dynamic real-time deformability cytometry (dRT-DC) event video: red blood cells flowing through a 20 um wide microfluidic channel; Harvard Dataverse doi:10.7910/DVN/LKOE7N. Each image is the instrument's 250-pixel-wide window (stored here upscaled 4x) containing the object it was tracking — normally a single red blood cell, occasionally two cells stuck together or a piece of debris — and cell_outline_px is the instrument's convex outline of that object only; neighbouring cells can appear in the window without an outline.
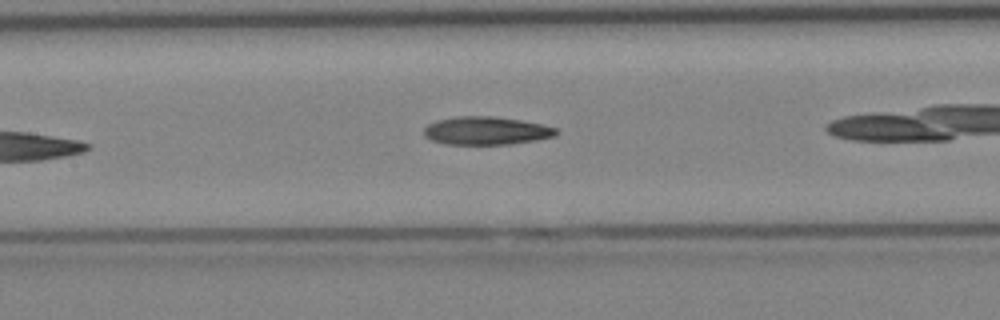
{"species": "Egyptian fruit bat (a non-hibernating species)", "species_latin": "Rousettus aegyptiacus", "temperature_condition": "cold", "stored_images_in_passage": 21, "camera_frame_rate_fps": 3000, "um_per_image_px": 0.085, "animal": {"sex": "female"}, "frame": {"image": 1, "passage_image": 7, "time_ms": 2.0, "image_size_px": [1000, 320], "cell_outline_px": [[560, 132], [556, 136], [536, 140], [508, 144], [444, 144], [432, 140], [424, 136], [424, 128], [428, 124], [436, 120], [456, 116], [492, 116], [520, 120], [540, 124], [556, 128]], "centroid_in_image_um": [41.32, 11.11], "position_along_channel_um": 166.1, "area_um2": 21.68}}